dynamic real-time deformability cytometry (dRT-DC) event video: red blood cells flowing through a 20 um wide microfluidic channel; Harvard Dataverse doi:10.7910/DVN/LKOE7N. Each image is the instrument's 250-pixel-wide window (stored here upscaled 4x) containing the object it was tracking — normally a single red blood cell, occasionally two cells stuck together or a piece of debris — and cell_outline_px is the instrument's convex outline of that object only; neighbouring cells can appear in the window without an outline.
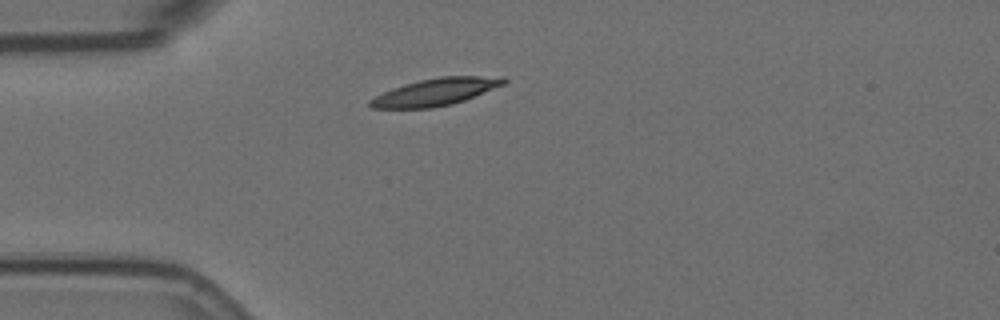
{"species": "Egyptian fruit bat (a non-hibernating species)", "species_latin": "Rousettus aegyptiacus", "temperature_condition": "room temperature", "stored_images_in_passage": 3, "camera_frame_rate_fps": 3000, "um_per_image_px": 0.085, "animal": {"sex": "female"}, "frame": {"image": 1, "passage_image": 1, "time_ms": 0.0, "image_size_px": [1000, 320], "cell_outline_px": [[508, 80], [504, 84], [464, 100], [452, 104], [432, 108], [372, 108], [368, 104], [368, 100], [392, 88], [404, 84], [420, 80], [440, 76], [504, 76]], "centroid_in_image_um": [37.03, 7.81], "position_along_channel_um": 48.0, "area_um2": 21.1}}
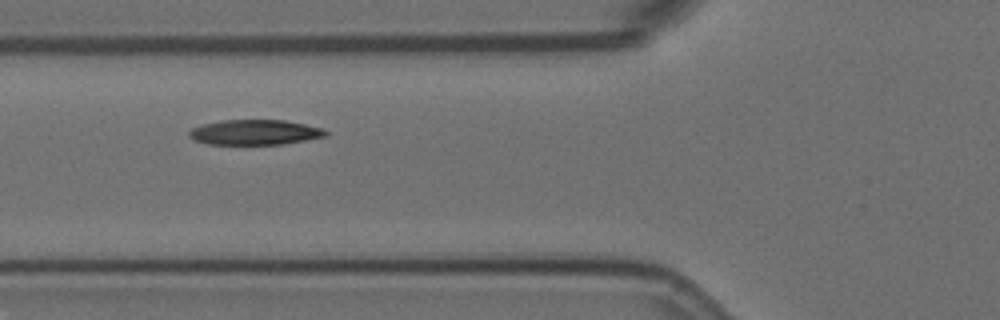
{"frame": {"image": 2, "passage_image": 3, "time_ms": 0.667, "image_size_px": [1000, 320], "cell_outline_px": [[328, 136], [284, 144], [208, 144], [196, 140], [188, 136], [188, 132], [192, 128], [204, 124], [220, 120], [284, 120], [324, 128], [328, 132]], "centroid_in_image_um": [21.69, 11.24], "position_along_channel_um": 104.1, "area_um2": 20.0}}